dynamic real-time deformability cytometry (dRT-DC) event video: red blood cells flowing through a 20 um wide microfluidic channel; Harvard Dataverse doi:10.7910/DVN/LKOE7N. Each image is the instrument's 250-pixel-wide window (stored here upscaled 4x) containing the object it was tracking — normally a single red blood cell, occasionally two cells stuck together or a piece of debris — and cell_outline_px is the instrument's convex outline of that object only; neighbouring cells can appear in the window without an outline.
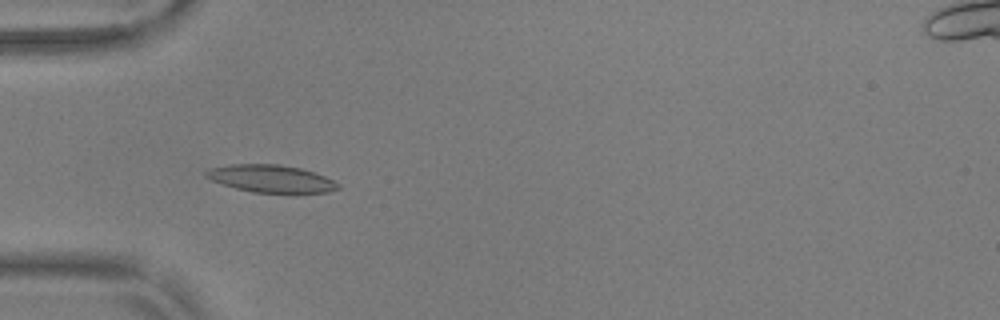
{"species": "common noctule bat (a hibernating species)", "species_latin": "Nyctalus noctula", "temperature_condition": "warm", "stored_images_in_passage": 48, "camera_frame_rate_fps": 3000, "um_per_image_px": 0.085, "animal": {"sex": "male", "body_mass_g": 17.9, "forearm_length_mm": 54.2}, "frame": {"image": 1, "passage_image": 16, "time_ms": 5.0, "image_size_px": [1000, 320], "cell_outline_px": [[340, 188], [328, 192], [296, 196], [252, 192], [236, 188], [212, 180], [204, 176], [204, 172], [208, 168], [228, 164], [280, 164], [300, 168], [324, 176], [340, 184]], "centroid_in_image_um": [23.08, 15.23], "position_along_channel_um": 61.9, "area_um2": 22.02}}
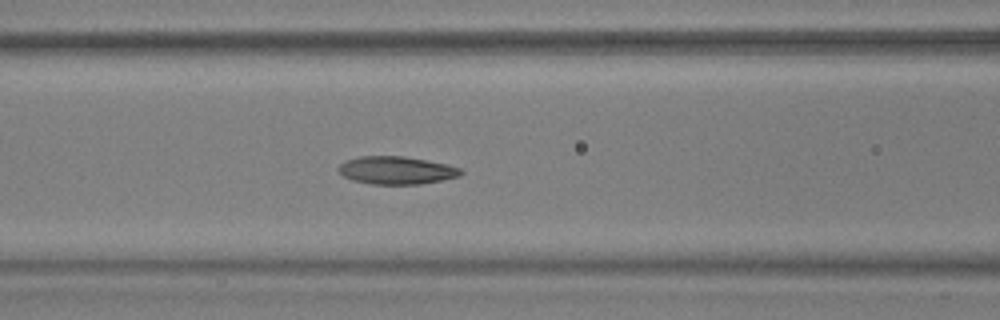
{"frame": {"image": 2, "passage_image": 22, "time_ms": 7.0, "image_size_px": [1000, 320], "cell_outline_px": [[464, 172], [460, 176], [420, 184], [372, 184], [352, 180], [344, 176], [336, 168], [340, 164], [348, 160], [360, 156], [404, 156], [448, 164], [460, 168]], "centroid_in_image_um": [33.7, 14.47], "position_along_channel_um": 132.9, "area_um2": 19.77}}
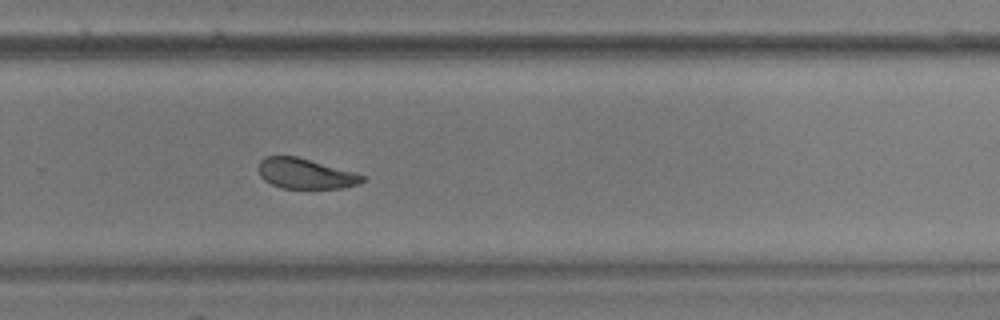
{"frame": {"image": 3, "passage_image": 36, "time_ms": 11.667, "image_size_px": [1000, 320], "cell_outline_px": [[368, 180], [344, 188], [280, 188], [264, 180], [260, 176], [260, 160], [264, 156], [296, 156], [352, 172], [364, 176]], "centroid_in_image_um": [25.95, 14.77], "position_along_channel_um": 303.9, "area_um2": 18.03}, "authors_computed_cell_mechanics": {"area_um2": 19.5075, "velocity_mm_per_s": 3.6682, "shape_relaxation_time_tau1_ms": 6.6544, "shape_relaxation_time_tau2_ms": 1.8781, "deformation_change_tau1": 0.1441, "deformation_change_tau2": 0.0788}}